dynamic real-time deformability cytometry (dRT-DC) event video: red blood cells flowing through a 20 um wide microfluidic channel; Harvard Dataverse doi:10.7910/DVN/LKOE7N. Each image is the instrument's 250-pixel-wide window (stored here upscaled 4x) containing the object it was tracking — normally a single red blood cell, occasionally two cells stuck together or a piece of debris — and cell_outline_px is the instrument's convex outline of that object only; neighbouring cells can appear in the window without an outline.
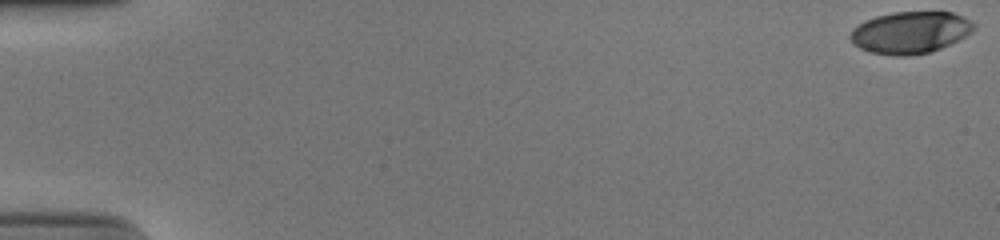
{"species": "human", "species_latin": "Homo sapiens", "temperature_condition": "cold", "stored_images_in_passage": 10, "camera_frame_rate_fps": 3000, "um_per_image_px": 0.085, "donor": {"sex": "male"}, "frame": {"image": 1, "passage_image": 1, "time_ms": 0.0, "image_size_px": [1000, 240], "cell_outline_px": [[976, 28], [972, 32], [940, 48], [928, 52], [908, 56], [896, 56], [868, 52], [860, 48], [852, 40], [852, 28], [864, 20], [876, 16], [892, 12], [952, 12], [976, 24]], "centroid_in_image_um": [77.36, 2.75], "position_along_channel_um": 7.6, "area_um2": 29.88}}